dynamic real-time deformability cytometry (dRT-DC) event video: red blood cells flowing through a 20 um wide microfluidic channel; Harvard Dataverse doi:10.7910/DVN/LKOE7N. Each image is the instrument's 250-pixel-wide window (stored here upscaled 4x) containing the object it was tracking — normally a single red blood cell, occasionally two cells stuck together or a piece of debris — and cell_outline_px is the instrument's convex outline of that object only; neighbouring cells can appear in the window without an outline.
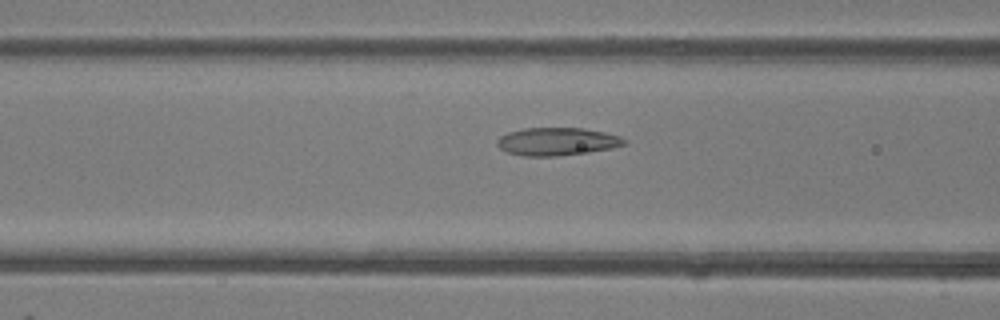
{"species": "common noctule bat (a hibernating species)", "species_latin": "Nyctalus noctula", "temperature_condition": "room temperature", "stored_images_in_passage": 29, "camera_frame_rate_fps": 3000, "um_per_image_px": 0.085, "animal": {"sex": "female"}, "frame": {"image": 1, "passage_image": 7, "time_ms": 2.0, "image_size_px": [1000, 320], "cell_outline_px": [[628, 144], [612, 148], [588, 152], [556, 156], [524, 156], [508, 152], [500, 148], [496, 144], [496, 140], [500, 136], [508, 132], [524, 128], [584, 128], [604, 132], [620, 136], [628, 140]], "centroid_in_image_um": [47.37, 12.02], "position_along_channel_um": 119.2, "area_um2": 20.75}}
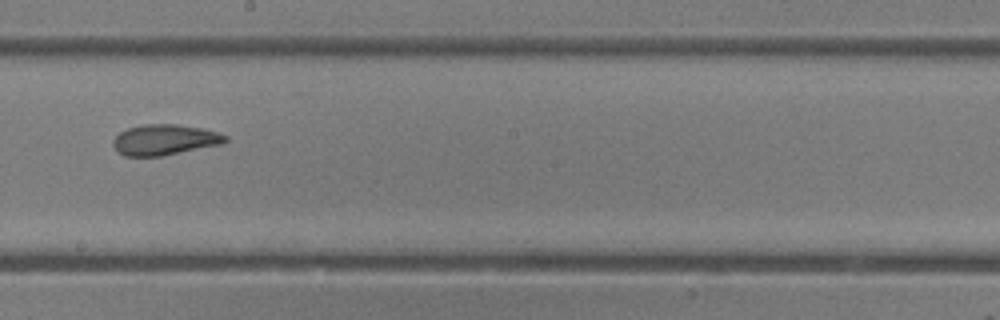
{"frame": {"image": 2, "passage_image": 15, "time_ms": 4.667, "image_size_px": [1000, 320], "cell_outline_px": [[228, 140], [224, 144], [160, 156], [124, 156], [112, 144], [112, 140], [120, 132], [128, 128], [144, 124], [176, 124], [204, 128], [228, 136]], "centroid_in_image_um": [14.03, 11.87], "position_along_channel_um": 234.2, "area_um2": 20.06}}
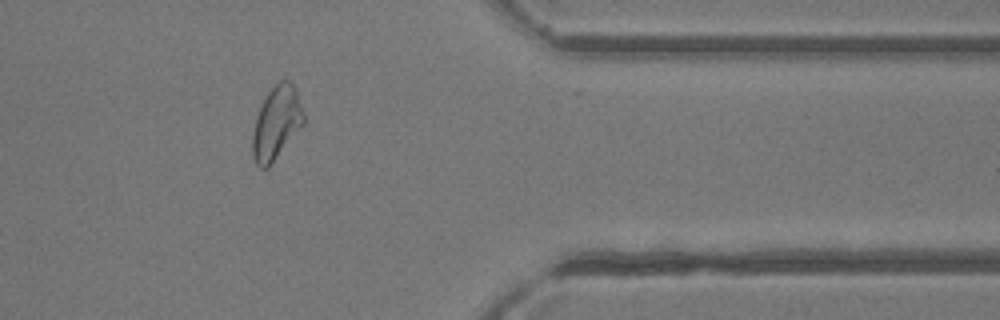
{"frame": {"image": 3, "passage_image": 27, "time_ms": 8.667, "image_size_px": [1000, 320], "cell_outline_px": [[304, 124], [268, 168], [260, 168], [256, 164], [252, 152], [252, 136], [256, 116], [268, 92], [280, 80], [288, 80], [296, 88], [304, 112]], "centroid_in_image_um": [23.51, 10.46], "position_along_channel_um": 387.9, "area_um2": 21.68}, "authors_computed_cell_mechanics": {"area_um2": 20.1722, "velocity_mm_per_s": 4.3114, "shape_relaxation_time_tau1_ms": 9.9654, "shape_relaxation_time_tau2_ms": 2.0465, "deformation_change_tau1": 0.2093, "deformation_change_tau2": 0.083}}